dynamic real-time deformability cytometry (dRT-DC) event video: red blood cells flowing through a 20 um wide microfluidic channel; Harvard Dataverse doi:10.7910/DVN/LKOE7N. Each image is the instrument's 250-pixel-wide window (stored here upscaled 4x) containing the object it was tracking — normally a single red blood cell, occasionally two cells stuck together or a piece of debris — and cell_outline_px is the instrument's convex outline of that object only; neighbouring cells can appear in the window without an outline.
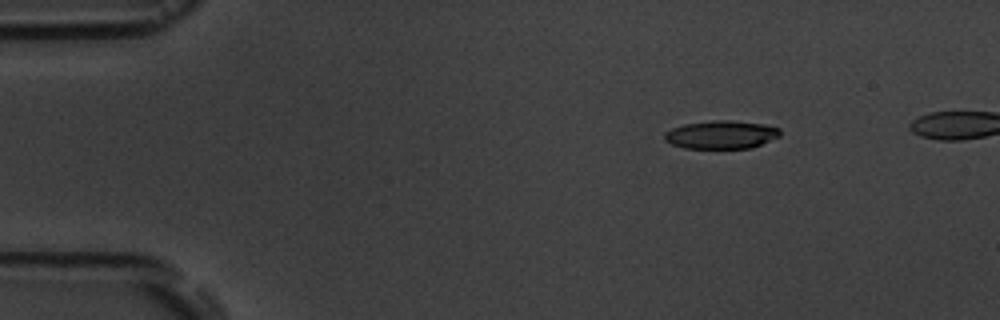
{"species": "common noctule bat (a hibernating species)", "species_latin": "Nyctalus noctula", "temperature_condition": "room temperature", "stored_images_in_passage": 8, "camera_frame_rate_fps": 3000, "um_per_image_px": 0.085, "animal": {"sex": "male", "body_mass_g": 19.5, "forearm_length_mm": 54.6}, "frame": {"image": 1, "passage_image": 1, "time_ms": 0.0, "image_size_px": [1000, 320], "cell_outline_px": [[780, 136], [760, 144], [748, 148], [684, 148], [672, 144], [664, 140], [664, 132], [672, 128], [684, 124], [712, 120], [732, 120], [764, 124], [780, 128]], "centroid_in_image_um": [61.28, 11.43], "position_along_channel_um": 23.7, "area_um2": 18.96}}
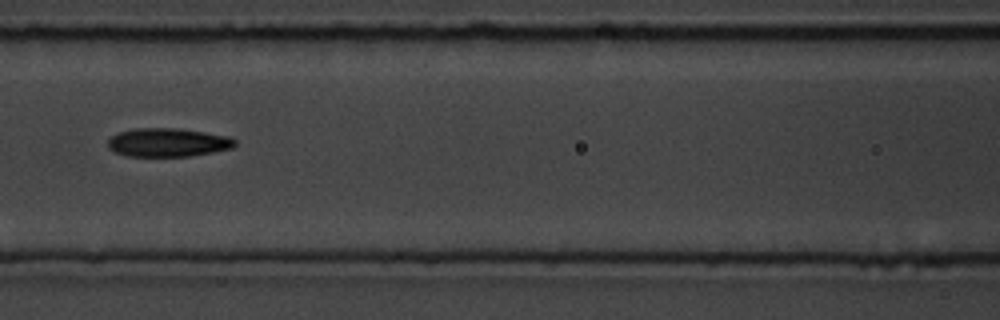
{"frame": {"image": 2, "passage_image": 6, "time_ms": 5.667, "image_size_px": [1000, 320], "cell_outline_px": [[236, 144], [232, 148], [212, 152], [188, 156], [128, 156], [116, 152], [108, 148], [108, 140], [116, 132], [136, 128], [180, 128], [232, 136], [236, 140]], "centroid_in_image_um": [14.29, 12.09], "position_along_channel_um": 152.3, "area_um2": 21.33}}
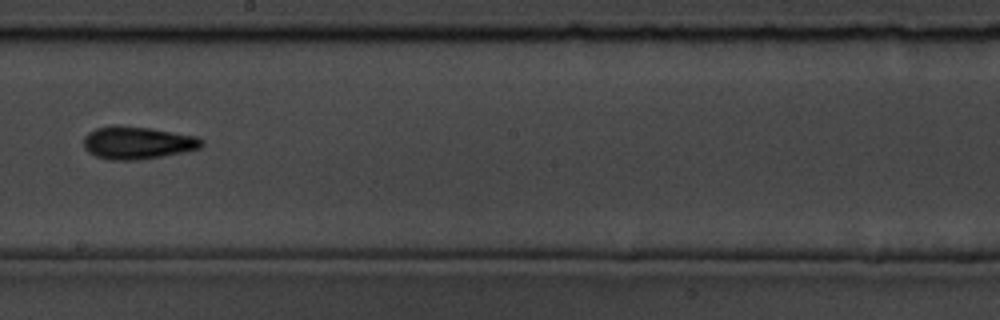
{"frame": {"image": 3, "passage_image": 8, "time_ms": 8.0, "image_size_px": [1000, 320], "cell_outline_px": [[204, 144], [200, 148], [184, 152], [136, 160], [108, 160], [96, 156], [88, 152], [84, 148], [84, 136], [88, 132], [96, 128], [116, 124], [152, 128], [196, 136], [204, 140]], "centroid_in_image_um": [11.67, 12.12], "position_along_channel_um": 236.5, "area_um2": 22.66}}